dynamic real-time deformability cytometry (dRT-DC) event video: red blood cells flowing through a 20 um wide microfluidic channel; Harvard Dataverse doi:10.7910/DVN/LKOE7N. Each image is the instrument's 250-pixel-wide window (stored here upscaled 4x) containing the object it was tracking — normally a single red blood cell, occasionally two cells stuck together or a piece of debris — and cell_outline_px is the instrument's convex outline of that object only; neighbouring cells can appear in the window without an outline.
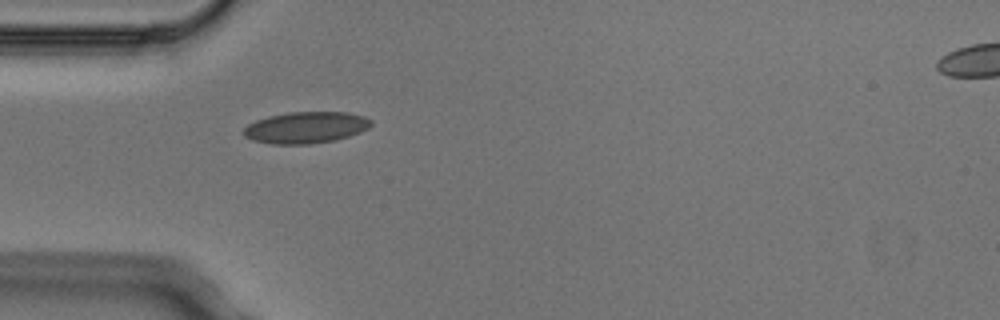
{"species": "Egyptian fruit bat (a non-hibernating species)", "species_latin": "Rousettus aegyptiacus", "temperature_condition": "cold", "stored_images_in_passage": 2, "camera_frame_rate_fps": 3000, "um_per_image_px": 0.085, "animal": {"sex": "male"}, "frame": {"image": 1, "passage_image": 1, "time_ms": 0.0, "image_size_px": [1000, 320], "cell_outline_px": [[372, 124], [368, 128], [360, 132], [336, 140], [308, 144], [272, 144], [252, 140], [244, 136], [244, 128], [248, 124], [256, 120], [268, 116], [288, 112], [348, 112], [364, 116], [372, 120]], "centroid_in_image_um": [26.0, 10.83], "position_along_channel_um": 59.0, "area_um2": 23.47}}